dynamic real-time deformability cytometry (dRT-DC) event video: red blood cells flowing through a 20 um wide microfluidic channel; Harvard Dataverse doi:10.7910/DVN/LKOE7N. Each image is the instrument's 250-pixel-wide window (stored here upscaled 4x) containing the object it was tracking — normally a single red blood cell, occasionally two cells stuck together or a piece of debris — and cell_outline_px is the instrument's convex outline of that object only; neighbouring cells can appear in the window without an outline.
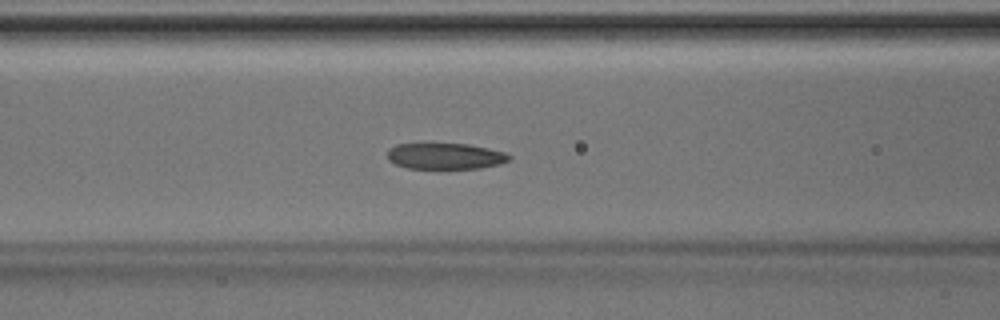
{"species": "Egyptian fruit bat (a non-hibernating species)", "species_latin": "Rousettus aegyptiacus", "temperature_condition": "room temperature", "stored_images_in_passage": 48, "camera_frame_rate_fps": 3000, "um_per_image_px": 0.085, "animal": {"sex": "male"}, "frame": {"image": 1, "passage_image": 20, "time_ms": 6.333, "image_size_px": [1000, 320], "cell_outline_px": [[512, 160], [500, 164], [480, 168], [408, 168], [396, 164], [388, 160], [388, 148], [396, 144], [468, 144], [508, 152], [512, 156]], "centroid_in_image_um": [37.91, 13.27], "position_along_channel_um": 128.7, "area_um2": 18.61}}
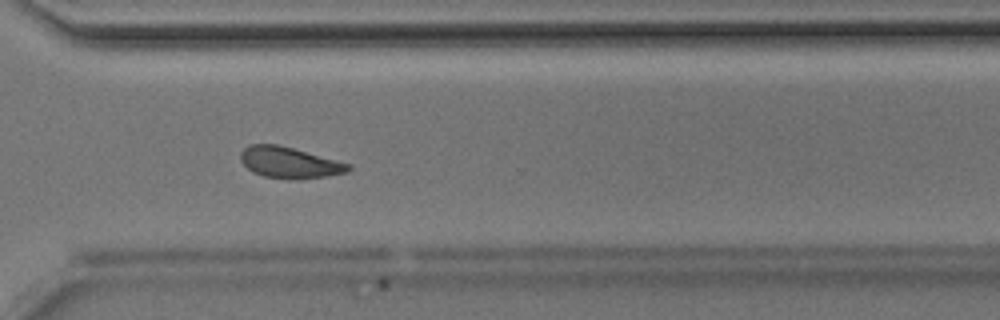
{"frame": {"image": 2, "passage_image": 35, "time_ms": 11.333, "image_size_px": [1000, 320], "cell_outline_px": [[352, 168], [348, 172], [324, 176], [264, 176], [252, 172], [240, 160], [240, 152], [248, 144], [280, 144], [352, 164]], "centroid_in_image_um": [24.59, 13.75], "position_along_channel_um": 346.0, "area_um2": 18.9}}
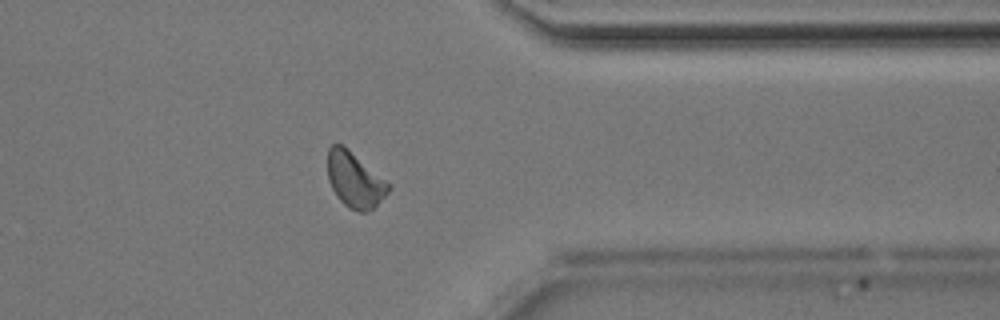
{"frame": {"image": 3, "passage_image": 38, "time_ms": 12.333, "image_size_px": [1000, 320], "cell_outline_px": [[392, 188], [368, 212], [360, 212], [348, 208], [336, 196], [328, 180], [328, 148], [332, 144], [344, 144], [392, 184]], "centroid_in_image_um": [30.17, 15.26], "position_along_channel_um": 381.2, "area_um2": 19.94}}